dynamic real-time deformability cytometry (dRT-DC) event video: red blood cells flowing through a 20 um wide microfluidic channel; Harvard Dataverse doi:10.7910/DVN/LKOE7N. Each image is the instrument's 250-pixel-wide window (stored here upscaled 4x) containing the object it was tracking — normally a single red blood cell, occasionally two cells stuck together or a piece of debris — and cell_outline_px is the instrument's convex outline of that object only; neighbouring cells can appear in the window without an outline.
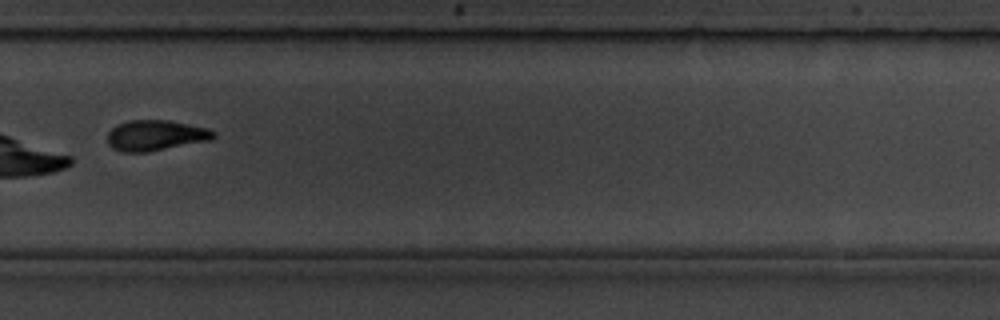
{"species": "common noctule bat (a hibernating species)", "species_latin": "Nyctalus noctula", "temperature_condition": "room temperature", "stored_images_in_passage": 17, "camera_frame_rate_fps": 3000, "um_per_image_px": 0.085, "animal": {"sex": "male", "body_mass_g": 19.5, "forearm_length_mm": 54.6}, "frame": {"image": 1, "passage_image": 12, "time_ms": 12.667, "image_size_px": [1000, 320], "cell_outline_px": [[216, 136], [212, 140], [148, 152], [124, 152], [112, 148], [108, 144], [108, 132], [116, 124], [128, 120], [168, 120], [208, 128], [216, 132]], "centroid_in_image_um": [13.24, 11.51], "position_along_channel_um": 316.6, "area_um2": 19.07}}
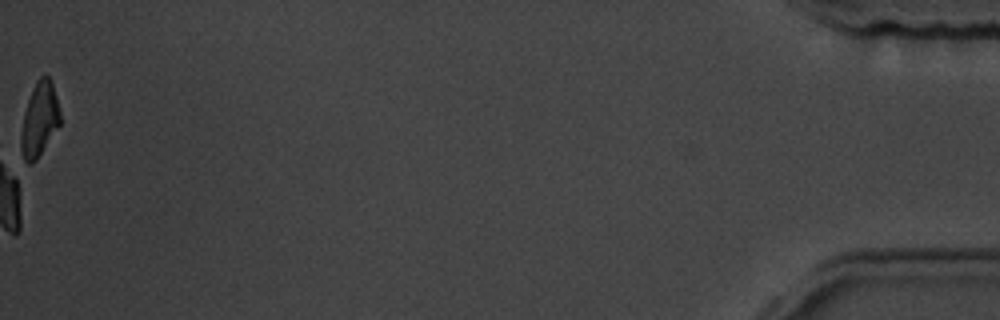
{"frame": {"image": 2, "passage_image": 17, "time_ms": 18.333, "image_size_px": [1000, 320], "cell_outline_px": [[60, 124], [36, 160], [32, 164], [28, 164], [24, 160], [20, 148], [20, 136], [24, 112], [32, 88], [36, 80], [40, 76], [48, 76], [52, 84], [56, 96], [60, 112]], "centroid_in_image_um": [3.33, 10.16], "position_along_channel_um": 431.9, "area_um2": 16.82}}